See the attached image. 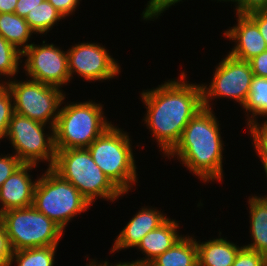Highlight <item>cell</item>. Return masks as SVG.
<instances>
[{
  "label": "cell",
  "mask_w": 267,
  "mask_h": 266,
  "mask_svg": "<svg viewBox=\"0 0 267 266\" xmlns=\"http://www.w3.org/2000/svg\"><path fill=\"white\" fill-rule=\"evenodd\" d=\"M141 95L147 106L144 121L164 155H168L177 145L186 125L204 108L201 85L168 80Z\"/></svg>",
  "instance_id": "cell-1"
},
{
  "label": "cell",
  "mask_w": 267,
  "mask_h": 266,
  "mask_svg": "<svg viewBox=\"0 0 267 266\" xmlns=\"http://www.w3.org/2000/svg\"><path fill=\"white\" fill-rule=\"evenodd\" d=\"M212 109L203 108L186 125L181 138L167 155L177 156L182 164L205 182L222 180L223 165L219 121Z\"/></svg>",
  "instance_id": "cell-2"
},
{
  "label": "cell",
  "mask_w": 267,
  "mask_h": 266,
  "mask_svg": "<svg viewBox=\"0 0 267 266\" xmlns=\"http://www.w3.org/2000/svg\"><path fill=\"white\" fill-rule=\"evenodd\" d=\"M52 169L73 184L90 204L96 197L114 201L123 194L96 165L87 148L56 150Z\"/></svg>",
  "instance_id": "cell-3"
},
{
  "label": "cell",
  "mask_w": 267,
  "mask_h": 266,
  "mask_svg": "<svg viewBox=\"0 0 267 266\" xmlns=\"http://www.w3.org/2000/svg\"><path fill=\"white\" fill-rule=\"evenodd\" d=\"M122 131L112 124L87 149L102 172L123 194H127L138 178L131 140Z\"/></svg>",
  "instance_id": "cell-4"
},
{
  "label": "cell",
  "mask_w": 267,
  "mask_h": 266,
  "mask_svg": "<svg viewBox=\"0 0 267 266\" xmlns=\"http://www.w3.org/2000/svg\"><path fill=\"white\" fill-rule=\"evenodd\" d=\"M102 107L93 101L62 107L54 127L55 149L87 148L112 125L106 120Z\"/></svg>",
  "instance_id": "cell-5"
},
{
  "label": "cell",
  "mask_w": 267,
  "mask_h": 266,
  "mask_svg": "<svg viewBox=\"0 0 267 266\" xmlns=\"http://www.w3.org/2000/svg\"><path fill=\"white\" fill-rule=\"evenodd\" d=\"M89 201L71 183L52 168L37 179L32 206L53 220L63 230L78 213L90 207Z\"/></svg>",
  "instance_id": "cell-6"
},
{
  "label": "cell",
  "mask_w": 267,
  "mask_h": 266,
  "mask_svg": "<svg viewBox=\"0 0 267 266\" xmlns=\"http://www.w3.org/2000/svg\"><path fill=\"white\" fill-rule=\"evenodd\" d=\"M12 251L58 246L63 229L33 206L1 213Z\"/></svg>",
  "instance_id": "cell-7"
},
{
  "label": "cell",
  "mask_w": 267,
  "mask_h": 266,
  "mask_svg": "<svg viewBox=\"0 0 267 266\" xmlns=\"http://www.w3.org/2000/svg\"><path fill=\"white\" fill-rule=\"evenodd\" d=\"M5 83L13 97L14 112L43 124L49 122L54 132L59 107L65 99L62 90L31 79L24 82L9 80Z\"/></svg>",
  "instance_id": "cell-8"
},
{
  "label": "cell",
  "mask_w": 267,
  "mask_h": 266,
  "mask_svg": "<svg viewBox=\"0 0 267 266\" xmlns=\"http://www.w3.org/2000/svg\"><path fill=\"white\" fill-rule=\"evenodd\" d=\"M46 125L26 116L13 113L6 133L15 149V156L23 164H35L40 160L49 162L48 168L55 163L56 149L54 132L50 136L44 132ZM46 135V136H45Z\"/></svg>",
  "instance_id": "cell-9"
},
{
  "label": "cell",
  "mask_w": 267,
  "mask_h": 266,
  "mask_svg": "<svg viewBox=\"0 0 267 266\" xmlns=\"http://www.w3.org/2000/svg\"><path fill=\"white\" fill-rule=\"evenodd\" d=\"M215 69L209 87L201 85L203 107L212 109L210 99L214 97L232 98L244 106L254 77L250 63L228 54Z\"/></svg>",
  "instance_id": "cell-10"
},
{
  "label": "cell",
  "mask_w": 267,
  "mask_h": 266,
  "mask_svg": "<svg viewBox=\"0 0 267 266\" xmlns=\"http://www.w3.org/2000/svg\"><path fill=\"white\" fill-rule=\"evenodd\" d=\"M23 56H27L24 70L31 80L59 88L70 81L68 54L54 44H31Z\"/></svg>",
  "instance_id": "cell-11"
},
{
  "label": "cell",
  "mask_w": 267,
  "mask_h": 266,
  "mask_svg": "<svg viewBox=\"0 0 267 266\" xmlns=\"http://www.w3.org/2000/svg\"><path fill=\"white\" fill-rule=\"evenodd\" d=\"M68 71L72 79L77 73L87 81L107 80L120 72L119 63L99 43H80L68 49Z\"/></svg>",
  "instance_id": "cell-12"
},
{
  "label": "cell",
  "mask_w": 267,
  "mask_h": 266,
  "mask_svg": "<svg viewBox=\"0 0 267 266\" xmlns=\"http://www.w3.org/2000/svg\"><path fill=\"white\" fill-rule=\"evenodd\" d=\"M35 164H22L10 175L0 187V213L17 208L32 206L34 190L37 184L32 181L28 172Z\"/></svg>",
  "instance_id": "cell-13"
},
{
  "label": "cell",
  "mask_w": 267,
  "mask_h": 266,
  "mask_svg": "<svg viewBox=\"0 0 267 266\" xmlns=\"http://www.w3.org/2000/svg\"><path fill=\"white\" fill-rule=\"evenodd\" d=\"M237 25L225 31V36L237 44L229 55L244 61H249L267 50L257 24L247 14H237Z\"/></svg>",
  "instance_id": "cell-14"
},
{
  "label": "cell",
  "mask_w": 267,
  "mask_h": 266,
  "mask_svg": "<svg viewBox=\"0 0 267 266\" xmlns=\"http://www.w3.org/2000/svg\"><path fill=\"white\" fill-rule=\"evenodd\" d=\"M167 219L165 214L163 215L157 209L143 207L119 233L110 252L112 253L129 247H137L148 232L158 228Z\"/></svg>",
  "instance_id": "cell-15"
},
{
  "label": "cell",
  "mask_w": 267,
  "mask_h": 266,
  "mask_svg": "<svg viewBox=\"0 0 267 266\" xmlns=\"http://www.w3.org/2000/svg\"><path fill=\"white\" fill-rule=\"evenodd\" d=\"M178 223L173 219H167L158 228L148 232L137 245L147 258L132 261L140 266H148L154 259L160 254H163L166 250L171 248L176 241H178L182 235H178L176 232L178 229Z\"/></svg>",
  "instance_id": "cell-16"
},
{
  "label": "cell",
  "mask_w": 267,
  "mask_h": 266,
  "mask_svg": "<svg viewBox=\"0 0 267 266\" xmlns=\"http://www.w3.org/2000/svg\"><path fill=\"white\" fill-rule=\"evenodd\" d=\"M198 266H232L242 248L223 238L197 242Z\"/></svg>",
  "instance_id": "cell-17"
},
{
  "label": "cell",
  "mask_w": 267,
  "mask_h": 266,
  "mask_svg": "<svg viewBox=\"0 0 267 266\" xmlns=\"http://www.w3.org/2000/svg\"><path fill=\"white\" fill-rule=\"evenodd\" d=\"M185 236L160 254L148 266H198L196 239Z\"/></svg>",
  "instance_id": "cell-18"
},
{
  "label": "cell",
  "mask_w": 267,
  "mask_h": 266,
  "mask_svg": "<svg viewBox=\"0 0 267 266\" xmlns=\"http://www.w3.org/2000/svg\"><path fill=\"white\" fill-rule=\"evenodd\" d=\"M250 234L253 243L244 247L267 257V201L259 196L249 198Z\"/></svg>",
  "instance_id": "cell-19"
},
{
  "label": "cell",
  "mask_w": 267,
  "mask_h": 266,
  "mask_svg": "<svg viewBox=\"0 0 267 266\" xmlns=\"http://www.w3.org/2000/svg\"><path fill=\"white\" fill-rule=\"evenodd\" d=\"M32 33L34 32L24 17H20L15 13H0V36L21 53L31 45L26 42L30 40Z\"/></svg>",
  "instance_id": "cell-20"
},
{
  "label": "cell",
  "mask_w": 267,
  "mask_h": 266,
  "mask_svg": "<svg viewBox=\"0 0 267 266\" xmlns=\"http://www.w3.org/2000/svg\"><path fill=\"white\" fill-rule=\"evenodd\" d=\"M62 18V14L48 0H44L25 16L31 30L37 34L47 33Z\"/></svg>",
  "instance_id": "cell-21"
},
{
  "label": "cell",
  "mask_w": 267,
  "mask_h": 266,
  "mask_svg": "<svg viewBox=\"0 0 267 266\" xmlns=\"http://www.w3.org/2000/svg\"><path fill=\"white\" fill-rule=\"evenodd\" d=\"M243 108L246 110L245 112L252 113V117L247 119L248 126L255 122L257 115L267 116V78L254 75L249 96Z\"/></svg>",
  "instance_id": "cell-22"
},
{
  "label": "cell",
  "mask_w": 267,
  "mask_h": 266,
  "mask_svg": "<svg viewBox=\"0 0 267 266\" xmlns=\"http://www.w3.org/2000/svg\"><path fill=\"white\" fill-rule=\"evenodd\" d=\"M56 248L47 246L13 251L9 266L14 260L18 266H53Z\"/></svg>",
  "instance_id": "cell-23"
},
{
  "label": "cell",
  "mask_w": 267,
  "mask_h": 266,
  "mask_svg": "<svg viewBox=\"0 0 267 266\" xmlns=\"http://www.w3.org/2000/svg\"><path fill=\"white\" fill-rule=\"evenodd\" d=\"M21 57L22 53L0 36V75L10 76L11 78L17 74L18 66L22 63Z\"/></svg>",
  "instance_id": "cell-24"
},
{
  "label": "cell",
  "mask_w": 267,
  "mask_h": 266,
  "mask_svg": "<svg viewBox=\"0 0 267 266\" xmlns=\"http://www.w3.org/2000/svg\"><path fill=\"white\" fill-rule=\"evenodd\" d=\"M13 97L10 89L5 84L0 89V139L5 138L8 125L14 113Z\"/></svg>",
  "instance_id": "cell-25"
},
{
  "label": "cell",
  "mask_w": 267,
  "mask_h": 266,
  "mask_svg": "<svg viewBox=\"0 0 267 266\" xmlns=\"http://www.w3.org/2000/svg\"><path fill=\"white\" fill-rule=\"evenodd\" d=\"M251 137L253 138V145L258 156L261 158L263 164H267V120L259 125L257 119L249 126Z\"/></svg>",
  "instance_id": "cell-26"
},
{
  "label": "cell",
  "mask_w": 267,
  "mask_h": 266,
  "mask_svg": "<svg viewBox=\"0 0 267 266\" xmlns=\"http://www.w3.org/2000/svg\"><path fill=\"white\" fill-rule=\"evenodd\" d=\"M232 266H267V257L243 246Z\"/></svg>",
  "instance_id": "cell-27"
},
{
  "label": "cell",
  "mask_w": 267,
  "mask_h": 266,
  "mask_svg": "<svg viewBox=\"0 0 267 266\" xmlns=\"http://www.w3.org/2000/svg\"><path fill=\"white\" fill-rule=\"evenodd\" d=\"M180 1L182 0H150L148 1L147 7L145 8V11H143L142 16L145 20L155 19L167 8Z\"/></svg>",
  "instance_id": "cell-28"
},
{
  "label": "cell",
  "mask_w": 267,
  "mask_h": 266,
  "mask_svg": "<svg viewBox=\"0 0 267 266\" xmlns=\"http://www.w3.org/2000/svg\"><path fill=\"white\" fill-rule=\"evenodd\" d=\"M0 155V187L23 163L14 155Z\"/></svg>",
  "instance_id": "cell-29"
},
{
  "label": "cell",
  "mask_w": 267,
  "mask_h": 266,
  "mask_svg": "<svg viewBox=\"0 0 267 266\" xmlns=\"http://www.w3.org/2000/svg\"><path fill=\"white\" fill-rule=\"evenodd\" d=\"M12 252L6 228L0 222V266H9Z\"/></svg>",
  "instance_id": "cell-30"
},
{
  "label": "cell",
  "mask_w": 267,
  "mask_h": 266,
  "mask_svg": "<svg viewBox=\"0 0 267 266\" xmlns=\"http://www.w3.org/2000/svg\"><path fill=\"white\" fill-rule=\"evenodd\" d=\"M255 76L267 78V50L248 61Z\"/></svg>",
  "instance_id": "cell-31"
},
{
  "label": "cell",
  "mask_w": 267,
  "mask_h": 266,
  "mask_svg": "<svg viewBox=\"0 0 267 266\" xmlns=\"http://www.w3.org/2000/svg\"><path fill=\"white\" fill-rule=\"evenodd\" d=\"M247 15L257 24L267 45V9L252 11L247 13Z\"/></svg>",
  "instance_id": "cell-32"
},
{
  "label": "cell",
  "mask_w": 267,
  "mask_h": 266,
  "mask_svg": "<svg viewBox=\"0 0 267 266\" xmlns=\"http://www.w3.org/2000/svg\"><path fill=\"white\" fill-rule=\"evenodd\" d=\"M65 18L75 11L80 0H48Z\"/></svg>",
  "instance_id": "cell-33"
},
{
  "label": "cell",
  "mask_w": 267,
  "mask_h": 266,
  "mask_svg": "<svg viewBox=\"0 0 267 266\" xmlns=\"http://www.w3.org/2000/svg\"><path fill=\"white\" fill-rule=\"evenodd\" d=\"M267 0H239V14H247L256 10H266Z\"/></svg>",
  "instance_id": "cell-34"
},
{
  "label": "cell",
  "mask_w": 267,
  "mask_h": 266,
  "mask_svg": "<svg viewBox=\"0 0 267 266\" xmlns=\"http://www.w3.org/2000/svg\"><path fill=\"white\" fill-rule=\"evenodd\" d=\"M44 0H18L14 13L24 17Z\"/></svg>",
  "instance_id": "cell-35"
},
{
  "label": "cell",
  "mask_w": 267,
  "mask_h": 266,
  "mask_svg": "<svg viewBox=\"0 0 267 266\" xmlns=\"http://www.w3.org/2000/svg\"><path fill=\"white\" fill-rule=\"evenodd\" d=\"M18 0H0V13H14Z\"/></svg>",
  "instance_id": "cell-36"
},
{
  "label": "cell",
  "mask_w": 267,
  "mask_h": 266,
  "mask_svg": "<svg viewBox=\"0 0 267 266\" xmlns=\"http://www.w3.org/2000/svg\"><path fill=\"white\" fill-rule=\"evenodd\" d=\"M109 263L107 261H105L103 264L99 263V266H113V265H108ZM114 266H140V265H137L135 263H130V262H120L118 264H115Z\"/></svg>",
  "instance_id": "cell-37"
},
{
  "label": "cell",
  "mask_w": 267,
  "mask_h": 266,
  "mask_svg": "<svg viewBox=\"0 0 267 266\" xmlns=\"http://www.w3.org/2000/svg\"><path fill=\"white\" fill-rule=\"evenodd\" d=\"M219 1H226V0H219ZM227 1H233V2H236L237 4V6H236V9H237V12H236V14H239V0H227Z\"/></svg>",
  "instance_id": "cell-38"
},
{
  "label": "cell",
  "mask_w": 267,
  "mask_h": 266,
  "mask_svg": "<svg viewBox=\"0 0 267 266\" xmlns=\"http://www.w3.org/2000/svg\"><path fill=\"white\" fill-rule=\"evenodd\" d=\"M263 167H264V171H265V173H266V177H267V164H263ZM261 199H263V200H265V201H267V196H265V197H260Z\"/></svg>",
  "instance_id": "cell-39"
},
{
  "label": "cell",
  "mask_w": 267,
  "mask_h": 266,
  "mask_svg": "<svg viewBox=\"0 0 267 266\" xmlns=\"http://www.w3.org/2000/svg\"><path fill=\"white\" fill-rule=\"evenodd\" d=\"M86 266H99V264L96 263V261L93 260V261L90 262L89 265L87 264Z\"/></svg>",
  "instance_id": "cell-40"
},
{
  "label": "cell",
  "mask_w": 267,
  "mask_h": 266,
  "mask_svg": "<svg viewBox=\"0 0 267 266\" xmlns=\"http://www.w3.org/2000/svg\"><path fill=\"white\" fill-rule=\"evenodd\" d=\"M1 81V80H0ZM5 85V82L4 83H0V89Z\"/></svg>",
  "instance_id": "cell-41"
}]
</instances>
